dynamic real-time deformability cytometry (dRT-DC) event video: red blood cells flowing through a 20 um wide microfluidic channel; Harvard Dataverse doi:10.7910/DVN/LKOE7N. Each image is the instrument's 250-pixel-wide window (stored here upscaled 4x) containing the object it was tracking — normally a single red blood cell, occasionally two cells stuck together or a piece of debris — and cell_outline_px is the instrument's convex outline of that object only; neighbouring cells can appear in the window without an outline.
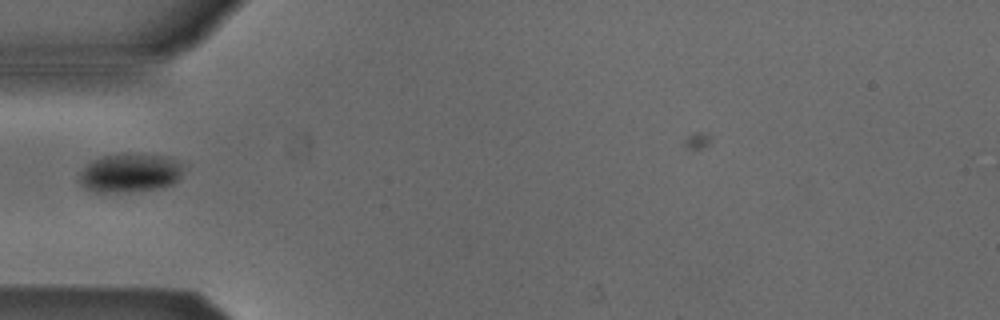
{"species": "Egyptian fruit bat (a non-hibernating species)", "species_latin": "Rousettus aegyptiacus", "temperature_condition": "cold", "stored_images_in_passage": 32, "camera_frame_rate_fps": 3000, "um_per_image_px": 0.085, "animal": {"sex": "male"}, "frame": {"image": 1, "passage_image": 1, "time_ms": 0.0, "image_size_px": [1000, 320], "cell_outline_px": [[184, 164], [180, 176], [172, 184], [160, 188], [128, 192], [92, 192], [80, 184], [76, 180], [80, 172], [92, 160], [100, 156], [128, 152], [136, 152], [168, 156]], "centroid_in_image_um": [11.02, 14.67], "position_along_channel_um": 74.0, "area_um2": 24.22}}
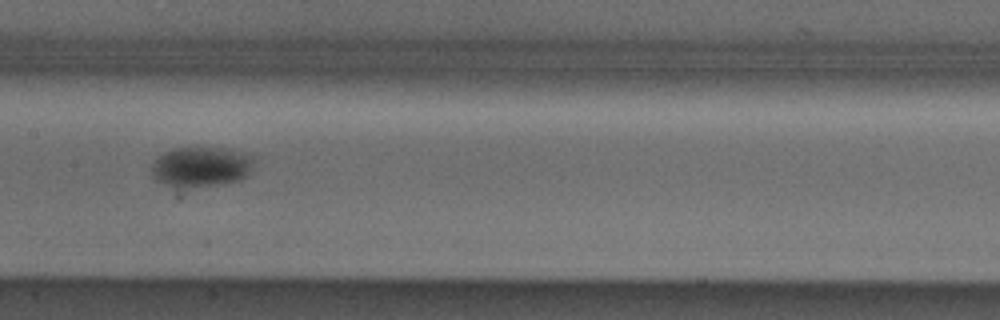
{"frame": {"image": 2, "passage_image": 10, "time_ms": 3.0, "image_size_px": [1000, 320], "cell_outline_px": [[252, 160], [248, 172], [240, 180], [216, 184], [184, 188], [172, 188], [156, 180], [152, 176], [152, 164], [156, 156], [172, 148], [224, 148], [240, 152], [252, 156]], "centroid_in_image_um": [16.98, 14.18], "position_along_channel_um": 190.4, "area_um2": 23.76}}
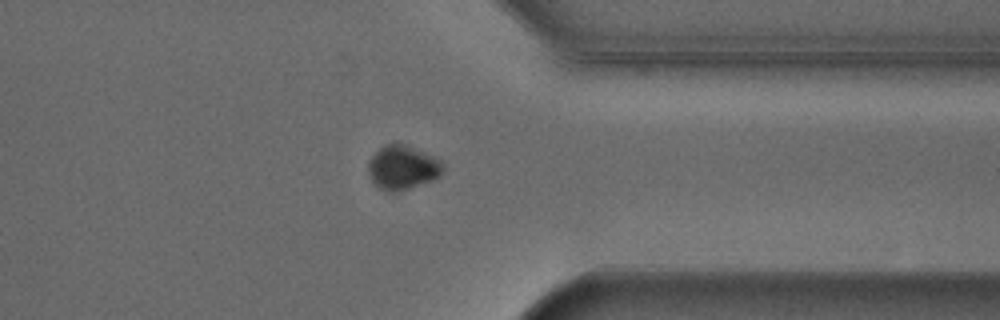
{"frame": {"image": 3, "passage_image": 25, "time_ms": 8.0, "image_size_px": [1000, 320], "cell_outline_px": [[444, 172], [440, 176], [432, 180], [408, 188], [392, 192], [388, 192], [380, 188], [372, 180], [368, 172], [368, 160], [384, 144], [404, 144], [432, 156], [440, 160], [444, 164]], "centroid_in_image_um": [34.22, 14.23], "position_along_channel_um": 377.2, "area_um2": 18.9}}